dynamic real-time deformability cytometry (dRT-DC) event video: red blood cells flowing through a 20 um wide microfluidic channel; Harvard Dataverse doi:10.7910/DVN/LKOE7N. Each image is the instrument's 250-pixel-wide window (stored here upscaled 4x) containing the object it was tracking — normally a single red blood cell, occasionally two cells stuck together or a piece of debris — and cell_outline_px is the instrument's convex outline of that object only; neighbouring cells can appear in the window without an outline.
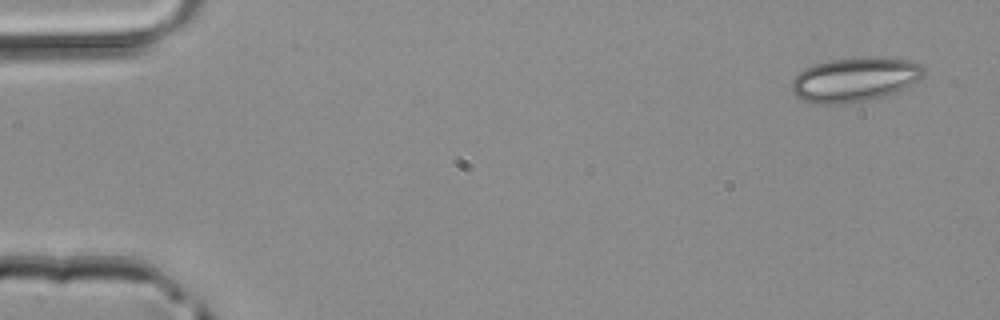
{"species": "common noctule bat (a hibernating species)", "species_latin": "Nyctalus noctula", "temperature_condition": "room temperature", "stored_images_in_passage": 5, "camera_frame_rate_fps": 3000, "um_per_image_px": 0.085, "animal": {"sex": "male", "body_mass_g": 20.4}, "frame": {"image": 1, "passage_image": 1, "time_ms": 0.0, "image_size_px": [1000, 320], "cell_outline_px": [[924, 76], [888, 96], [868, 100], [844, 104], [820, 104], [800, 100], [792, 92], [792, 80], [804, 68], [828, 60], [860, 56], [884, 56], [908, 60], [924, 64]], "centroid_in_image_um": [72.67, 6.74], "position_along_channel_um": 12.3, "area_um2": 34.68}}
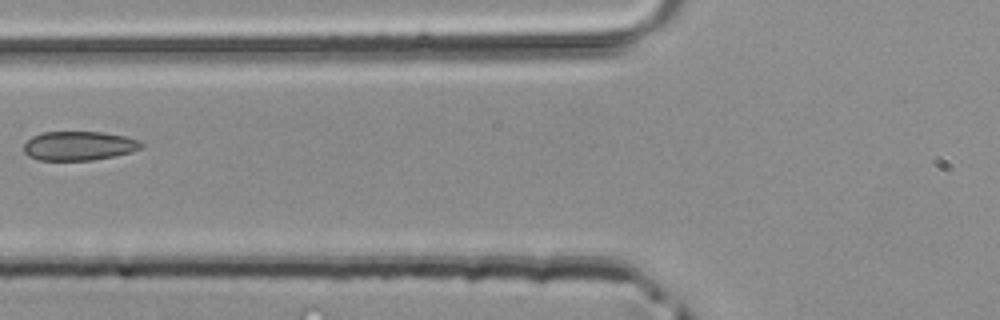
{"frame": {"image": 2, "passage_image": 5, "time_ms": 1.333, "image_size_px": [1000, 320], "cell_outline_px": [[144, 148], [132, 152], [92, 160], [40, 160], [28, 156], [24, 152], [24, 144], [32, 136], [44, 132], [100, 132], [124, 136], [136, 140], [144, 144]], "centroid_in_image_um": [6.7, 12.4], "position_along_channel_um": 119.1, "area_um2": 19.83}}